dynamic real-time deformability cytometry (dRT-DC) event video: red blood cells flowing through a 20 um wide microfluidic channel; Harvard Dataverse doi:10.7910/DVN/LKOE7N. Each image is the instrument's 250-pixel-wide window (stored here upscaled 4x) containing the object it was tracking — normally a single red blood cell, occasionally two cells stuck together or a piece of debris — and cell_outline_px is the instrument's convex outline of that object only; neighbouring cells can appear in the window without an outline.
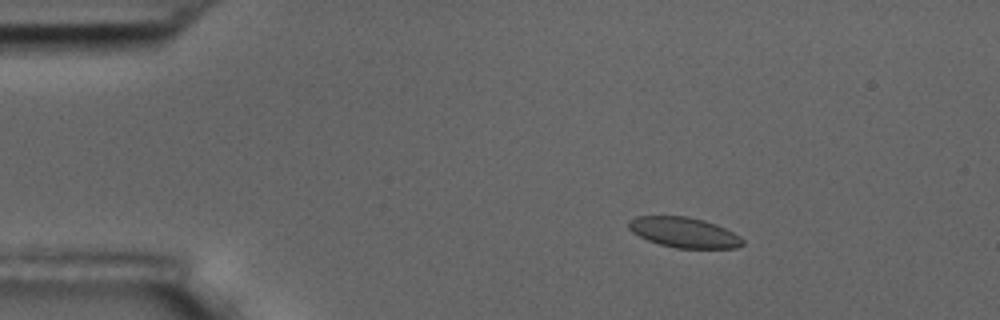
{"species": "common noctule bat (a hibernating species)", "species_latin": "Nyctalus noctula", "temperature_condition": "room temperature", "stored_images_in_passage": 5, "camera_frame_rate_fps": 3000, "um_per_image_px": 0.085, "animal": {"sex": "male", "body_mass_g": 17.5, "forearm_length_mm": 52.3}, "frame": {"image": 1, "passage_image": 3, "time_ms": 2.333, "image_size_px": [1000, 320], "cell_outline_px": [[744, 244], [736, 248], [676, 248], [660, 244], [648, 240], [632, 232], [628, 228], [628, 220], [636, 216], [688, 216], [704, 220], [716, 224], [740, 236], [744, 240]], "centroid_in_image_um": [58.13, 19.75], "position_along_channel_um": 26.9, "area_um2": 20.11}}